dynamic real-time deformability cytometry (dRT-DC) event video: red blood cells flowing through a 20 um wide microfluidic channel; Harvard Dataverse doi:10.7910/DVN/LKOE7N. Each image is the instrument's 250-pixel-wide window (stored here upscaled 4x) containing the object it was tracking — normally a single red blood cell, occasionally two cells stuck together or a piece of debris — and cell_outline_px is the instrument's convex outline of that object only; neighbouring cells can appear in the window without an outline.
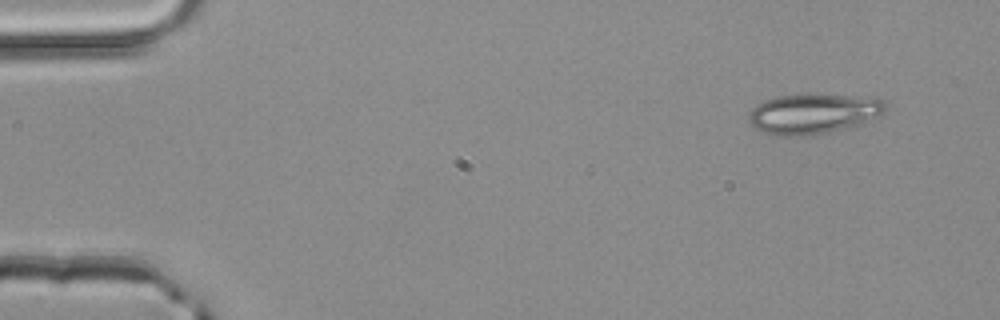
{"species": "common noctule bat (a hibernating species)", "species_latin": "Nyctalus noctula", "temperature_condition": "room temperature", "stored_images_in_passage": 3, "camera_frame_rate_fps": 3000, "um_per_image_px": 0.085, "animal": {"sex": "male", "body_mass_g": 20.4}, "frame": {"image": 1, "passage_image": 1, "time_ms": 0.0, "image_size_px": [1000, 320], "cell_outline_px": [[888, 108], [884, 112], [856, 128], [828, 132], [796, 136], [776, 136], [752, 128], [748, 120], [748, 112], [752, 108], [764, 100], [776, 96], [864, 96], [884, 100]], "centroid_in_image_um": [69.14, 9.7], "position_along_channel_um": 15.9, "area_um2": 31.96}}